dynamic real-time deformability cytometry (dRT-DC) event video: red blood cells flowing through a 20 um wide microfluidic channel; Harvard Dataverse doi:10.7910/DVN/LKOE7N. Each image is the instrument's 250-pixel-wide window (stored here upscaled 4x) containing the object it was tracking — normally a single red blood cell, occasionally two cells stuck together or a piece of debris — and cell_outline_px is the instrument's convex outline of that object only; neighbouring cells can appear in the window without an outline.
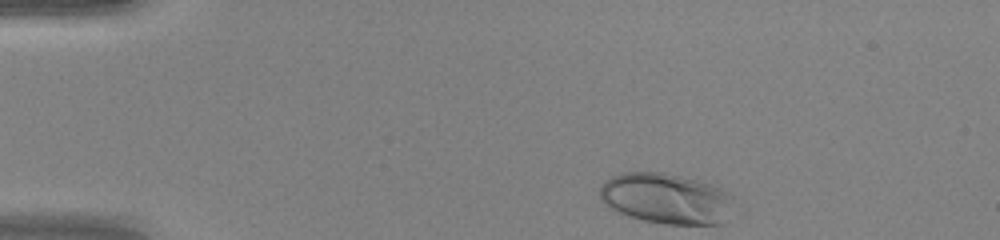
{"species": "human", "species_latin": "Homo sapiens", "temperature_condition": "warm", "stored_images_in_passage": 41, "camera_frame_rate_fps": 3000, "um_per_image_px": 0.085, "donor": {"sex": "female"}, "frame": {"image": 1, "passage_image": 1, "time_ms": 0.0, "image_size_px": [1000, 240], "cell_outline_px": [[732, 196], [724, 224], [664, 224], [644, 220], [628, 216], [608, 208], [600, 200], [600, 184], [604, 180], [612, 176], [624, 172], [664, 172], [696, 180], [720, 188]], "centroid_in_image_um": [56.54, 16.87], "position_along_channel_um": 28.5, "area_um2": 39.36}}
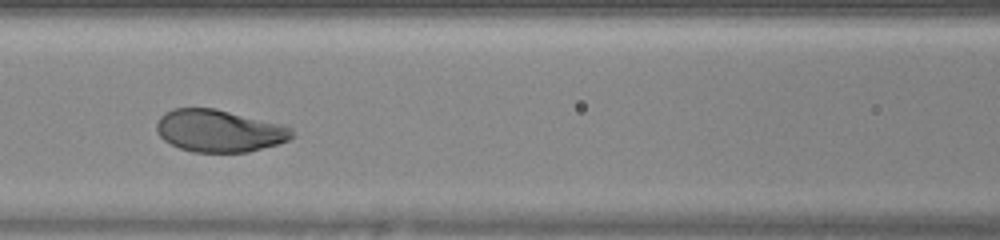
{"frame": {"image": 2, "passage_image": 15, "time_ms": 4.667, "image_size_px": [1000, 240], "cell_outline_px": [[296, 136], [288, 140], [276, 144], [248, 152], [192, 152], [180, 148], [164, 140], [156, 132], [156, 124], [160, 116], [164, 112], [172, 108], [216, 108], [284, 124], [292, 128]], "centroid_in_image_um": [18.64, 11.11], "position_along_channel_um": 148.0, "area_um2": 33.7}}
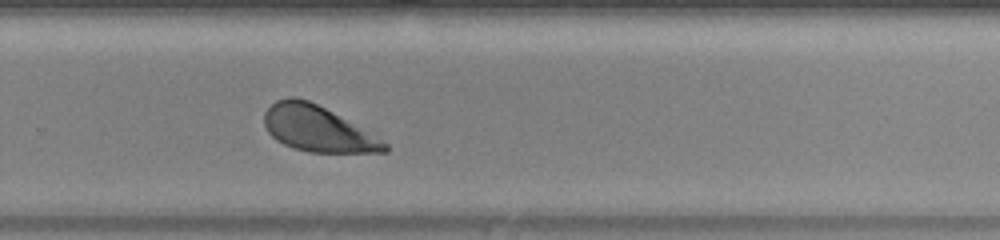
{"frame": {"image": 3, "passage_image": 26, "time_ms": 8.333, "image_size_px": [1000, 240], "cell_outline_px": [[388, 152], [308, 152], [292, 148], [276, 140], [268, 132], [264, 124], [264, 112], [276, 100], [288, 96], [292, 96], [308, 100], [332, 112], [388, 144]], "centroid_in_image_um": [26.92, 10.94], "position_along_channel_um": 302.9, "area_um2": 31.44}, "authors_computed_cell_mechanics": {"area_um2": 34.391, "velocity_mm_per_s": 4.2373, "shape_relaxation_time_tau1_ms": 1.1508, "shape_relaxation_time_tau2_ms": null, "deformation_change_tau1": 0.1326, "deformation_change_tau2": null}}